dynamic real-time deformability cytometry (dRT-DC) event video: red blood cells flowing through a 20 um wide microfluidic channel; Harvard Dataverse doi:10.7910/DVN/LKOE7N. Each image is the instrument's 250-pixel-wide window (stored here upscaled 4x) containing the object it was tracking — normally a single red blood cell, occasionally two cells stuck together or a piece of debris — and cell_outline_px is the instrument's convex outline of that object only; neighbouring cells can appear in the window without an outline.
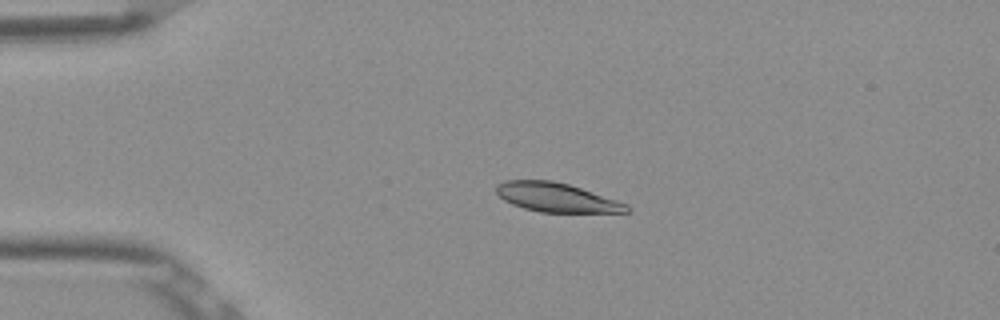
{"species": "Egyptian fruit bat (a non-hibernating species)", "species_latin": "Rousettus aegyptiacus", "temperature_condition": "room temperature", "stored_images_in_passage": 5, "camera_frame_rate_fps": 3000, "um_per_image_px": 0.085, "frame": {"image": 1, "passage_image": 4, "time_ms": 1.0, "image_size_px": [1000, 320], "cell_outline_px": [[632, 212], [540, 212], [524, 208], [512, 204], [504, 200], [496, 192], [496, 184], [504, 180], [552, 180], [568, 184], [628, 204], [632, 208]], "centroid_in_image_um": [47.29, 16.78], "position_along_channel_um": 37.7, "area_um2": 22.02}}